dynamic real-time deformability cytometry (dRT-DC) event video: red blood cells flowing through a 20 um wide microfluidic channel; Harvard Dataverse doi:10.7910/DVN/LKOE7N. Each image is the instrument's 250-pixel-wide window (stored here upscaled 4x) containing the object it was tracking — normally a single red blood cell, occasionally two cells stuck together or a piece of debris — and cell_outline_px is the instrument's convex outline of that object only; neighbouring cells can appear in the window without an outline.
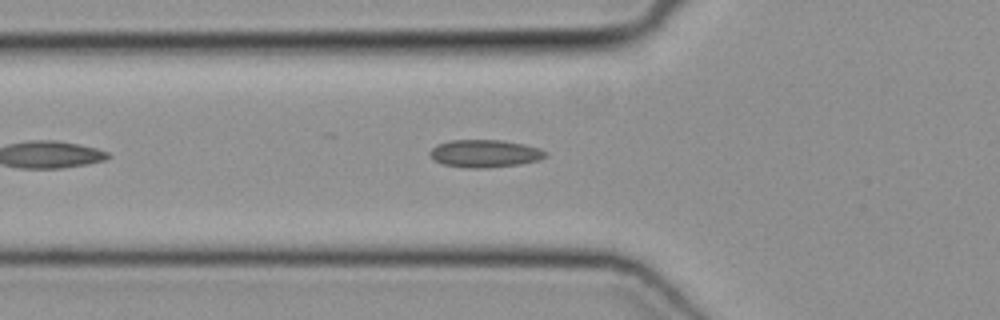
{"species": "common noctule bat (a hibernating species)", "species_latin": "Nyctalus noctula", "temperature_condition": "cold", "stored_images_in_passage": 20, "camera_frame_rate_fps": 3000, "um_per_image_px": 0.085, "animal": {"sex": "female", "body_mass_g": 19.3, "forearm_length_mm": 54.1}, "frame": {"image": 1, "passage_image": 2, "time_ms": 0.333, "image_size_px": [1000, 320], "cell_outline_px": [[548, 156], [540, 160], [520, 164], [488, 168], [468, 168], [440, 164], [432, 160], [428, 152], [436, 144], [452, 140], [500, 140], [524, 144], [540, 148], [548, 152]], "centroid_in_image_um": [41.2, 13.06], "position_along_channel_um": 84.6, "area_um2": 18.96}}
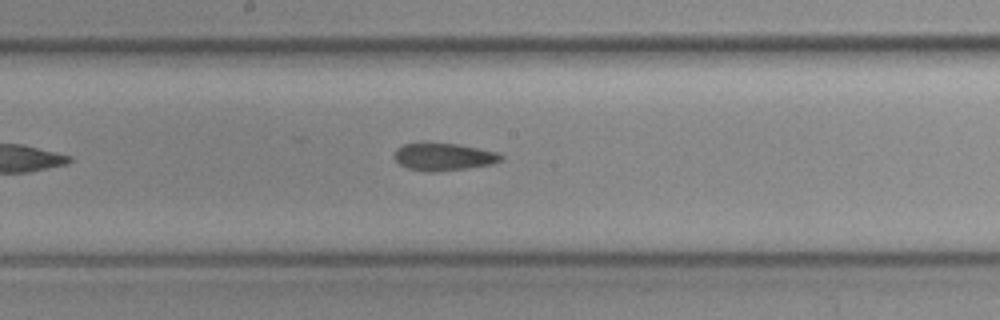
{"frame": {"image": 2, "passage_image": 11, "time_ms": 3.333, "image_size_px": [1000, 320], "cell_outline_px": [[504, 160], [492, 164], [468, 168], [436, 172], [428, 172], [408, 168], [400, 164], [392, 156], [396, 148], [404, 144], [456, 144], [500, 152], [504, 156]], "centroid_in_image_um": [37.75, 13.34], "position_along_channel_um": 210.4, "area_um2": 17.05}}
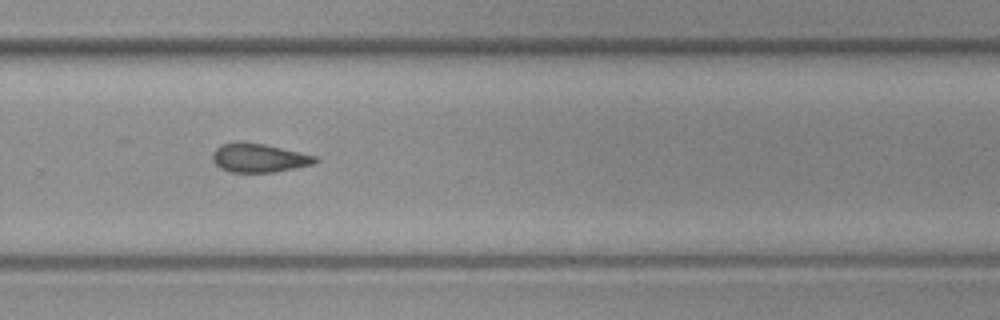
{"frame": {"image": 3, "passage_image": 18, "time_ms": 5.667, "image_size_px": [1000, 320], "cell_outline_px": [[320, 160], [312, 164], [276, 172], [228, 172], [220, 168], [212, 160], [212, 152], [216, 148], [224, 144], [244, 140], [264, 144], [316, 156]], "centroid_in_image_um": [21.98, 13.42], "position_along_channel_um": 307.8, "area_um2": 17.28}}